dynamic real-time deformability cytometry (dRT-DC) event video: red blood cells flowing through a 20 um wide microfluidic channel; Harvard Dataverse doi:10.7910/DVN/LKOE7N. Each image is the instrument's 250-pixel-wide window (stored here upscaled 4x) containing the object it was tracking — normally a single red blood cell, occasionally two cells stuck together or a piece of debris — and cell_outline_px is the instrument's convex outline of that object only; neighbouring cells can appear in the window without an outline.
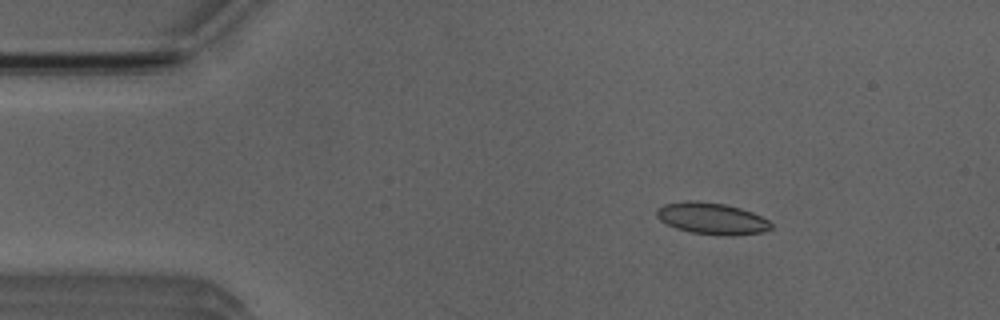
{"species": "Egyptian fruit bat (a non-hibernating species)", "species_latin": "Rousettus aegyptiacus", "temperature_condition": "room temperature", "stored_images_in_passage": 5, "camera_frame_rate_fps": 3000, "um_per_image_px": 0.085, "animal": {"sex": "male"}, "frame": {"image": 1, "passage_image": 3, "time_ms": 2.333, "image_size_px": [1000, 320], "cell_outline_px": [[772, 228], [764, 232], [732, 236], [728, 236], [692, 232], [676, 228], [660, 220], [656, 216], [656, 208], [664, 204], [684, 200], [692, 200], [724, 204], [740, 208], [752, 212], [768, 220], [772, 224]], "centroid_in_image_um": [60.5, 18.57], "position_along_channel_um": 24.5, "area_um2": 21.1}}
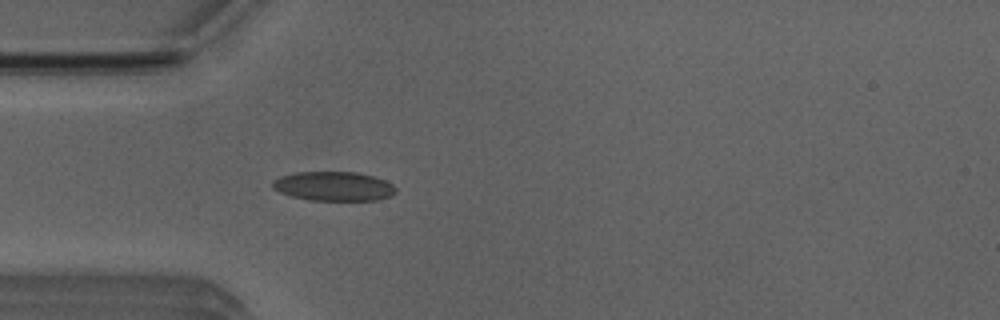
{"frame": {"image": 2, "passage_image": 5, "time_ms": 4.667, "image_size_px": [1000, 320], "cell_outline_px": [[396, 192], [392, 196], [376, 200], [308, 200], [292, 196], [280, 192], [272, 188], [272, 180], [280, 176], [296, 172], [356, 172], [372, 176], [384, 180], [392, 184], [396, 188]], "centroid_in_image_um": [28.35, 15.83], "position_along_channel_um": 56.7, "area_um2": 21.04}}